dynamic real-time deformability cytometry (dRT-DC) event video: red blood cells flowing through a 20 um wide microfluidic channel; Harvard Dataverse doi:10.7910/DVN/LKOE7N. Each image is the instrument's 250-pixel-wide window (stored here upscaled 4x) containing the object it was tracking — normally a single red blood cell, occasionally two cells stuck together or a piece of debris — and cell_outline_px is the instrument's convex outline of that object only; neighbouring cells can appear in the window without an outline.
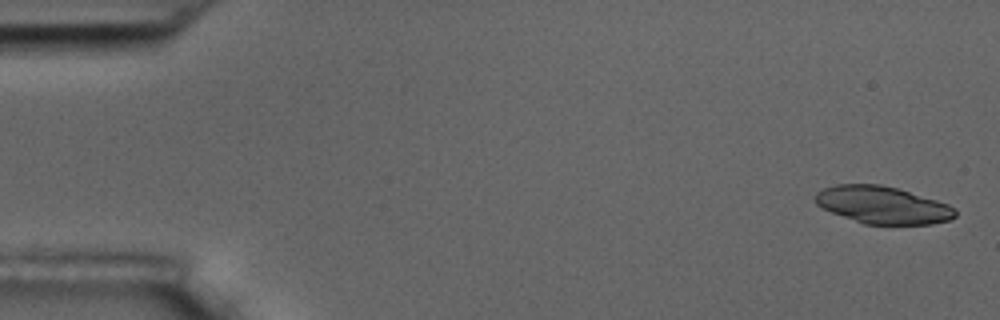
{"species": "common noctule bat (a hibernating species)", "species_latin": "Nyctalus noctula", "temperature_condition": "room temperature", "stored_images_in_passage": 9, "segment_of_instrument_passage": [1, 2], "camera_frame_rate_fps": 3000, "um_per_image_px": 0.085, "animal": {"sex": "male", "body_mass_g": 17.5, "forearm_length_mm": 52.3}, "frame": {"image": 1, "passage_image": 1, "time_ms": 0.0, "image_size_px": [1000, 320], "cell_outline_px": [[956, 216], [948, 220], [932, 224], [864, 224], [832, 212], [816, 204], [816, 192], [824, 188], [836, 184], [880, 184], [896, 188], [936, 200], [948, 204], [956, 208]], "centroid_in_image_um": [75.03, 17.42], "position_along_channel_um": 10.0, "area_um2": 30.17}}